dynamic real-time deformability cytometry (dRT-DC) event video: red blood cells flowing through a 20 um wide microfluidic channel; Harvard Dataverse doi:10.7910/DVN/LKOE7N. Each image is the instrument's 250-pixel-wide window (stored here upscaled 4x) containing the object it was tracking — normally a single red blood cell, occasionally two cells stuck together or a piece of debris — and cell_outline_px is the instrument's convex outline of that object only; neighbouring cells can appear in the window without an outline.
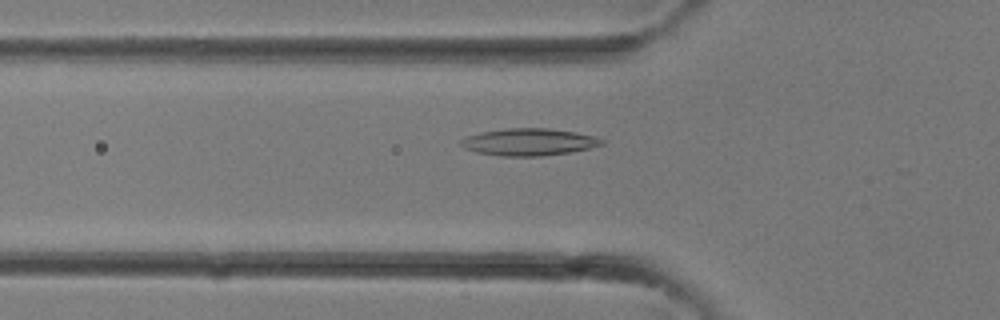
{"species": "common noctule bat (a hibernating species)", "species_latin": "Nyctalus noctula", "temperature_condition": "room temperature", "stored_images_in_passage": 34, "camera_frame_rate_fps": 3000, "um_per_image_px": 0.085, "animal": {"sex": "female"}, "frame": {"image": 1, "passage_image": 12, "time_ms": 3.667, "image_size_px": [1000, 320], "cell_outline_px": [[604, 144], [588, 148], [568, 152], [544, 156], [500, 156], [476, 152], [464, 148], [460, 144], [460, 140], [464, 136], [480, 132], [508, 128], [548, 128], [576, 132], [596, 136], [604, 140]], "centroid_in_image_um": [44.93, 12.06], "position_along_channel_um": 80.9, "area_um2": 22.37}}
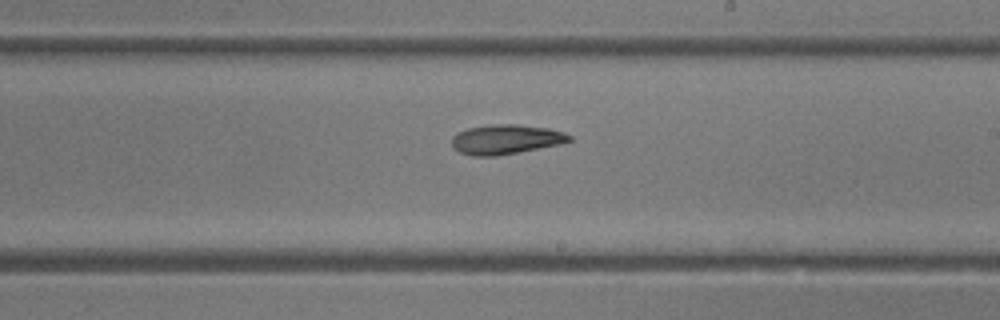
{"frame": {"image": 2, "passage_image": 20, "time_ms": 6.333, "image_size_px": [1000, 320], "cell_outline_px": [[572, 140], [560, 144], [496, 156], [472, 156], [460, 152], [452, 148], [452, 136], [456, 132], [468, 128], [492, 124], [516, 124], [548, 128], [564, 132], [572, 136]], "centroid_in_image_um": [42.97, 11.84], "position_along_channel_um": 246.0, "area_um2": 20.35}}
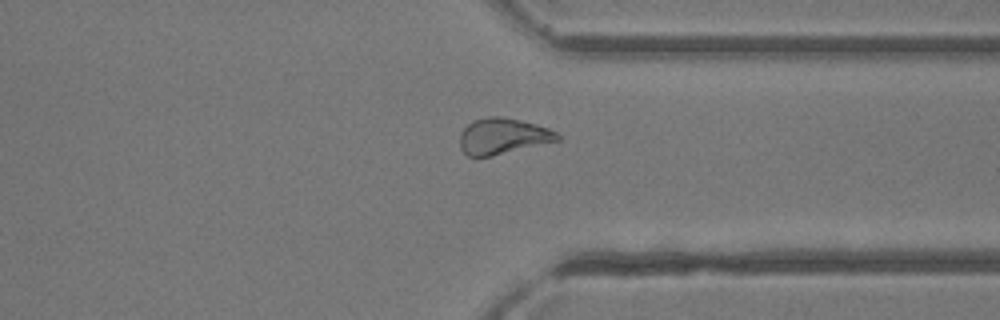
{"frame": {"image": 3, "passage_image": 26, "time_ms": 8.333, "image_size_px": [1000, 320], "cell_outline_px": [[560, 140], [492, 156], [468, 156], [460, 148], [460, 132], [472, 120], [488, 116], [500, 116], [520, 120], [536, 124], [548, 128], [556, 132], [560, 136]], "centroid_in_image_um": [42.72, 11.57], "position_along_channel_um": 368.7, "area_um2": 20.46}}